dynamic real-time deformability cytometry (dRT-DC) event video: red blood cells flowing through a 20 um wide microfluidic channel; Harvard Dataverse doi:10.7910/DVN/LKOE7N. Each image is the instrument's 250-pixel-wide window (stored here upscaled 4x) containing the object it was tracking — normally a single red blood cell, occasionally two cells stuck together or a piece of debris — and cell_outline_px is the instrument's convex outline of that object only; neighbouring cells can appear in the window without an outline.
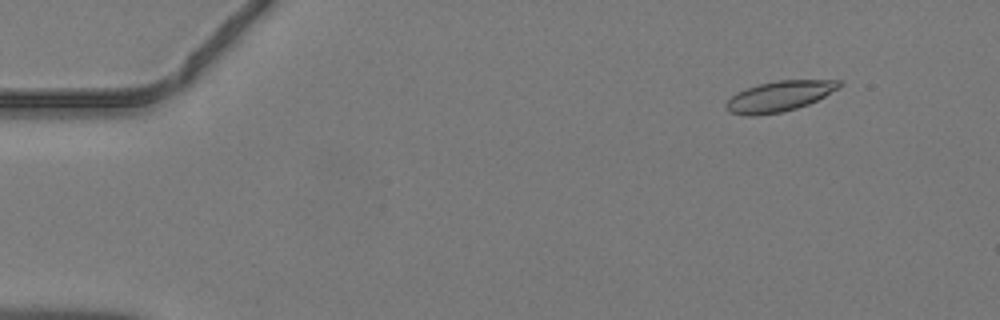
{"species": "common noctule bat (a hibernating species)", "species_latin": "Nyctalus noctula", "temperature_condition": "warm", "stored_images_in_passage": 48, "camera_frame_rate_fps": 3000, "um_per_image_px": 0.085, "animal": {"sex": "male", "body_mass_g": 19.2, "forearm_length_mm": 51.8}, "frame": {"image": 1, "passage_image": 6, "time_ms": 1.667, "image_size_px": [1000, 320], "cell_outline_px": [[844, 84], [840, 88], [808, 104], [796, 108], [780, 112], [756, 116], [744, 116], [728, 112], [724, 108], [724, 104], [736, 92], [756, 84], [776, 80], [840, 80]], "centroid_in_image_um": [66.2, 8.18], "position_along_channel_um": 18.8, "area_um2": 20.35}}
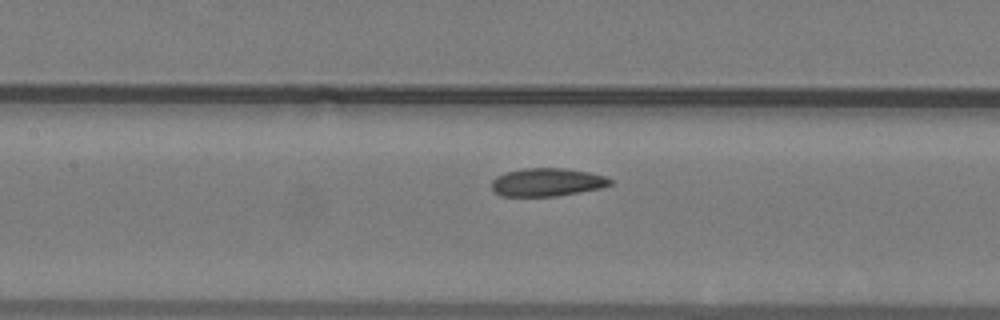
{"frame": {"image": 2, "passage_image": 23, "time_ms": 7.333, "image_size_px": [1000, 320], "cell_outline_px": [[612, 184], [600, 188], [556, 196], [500, 196], [492, 188], [492, 180], [496, 176], [504, 172], [524, 168], [564, 168], [588, 172], [608, 176], [612, 180]], "centroid_in_image_um": [46.5, 15.48], "position_along_channel_um": 160.9, "area_um2": 19.48}}
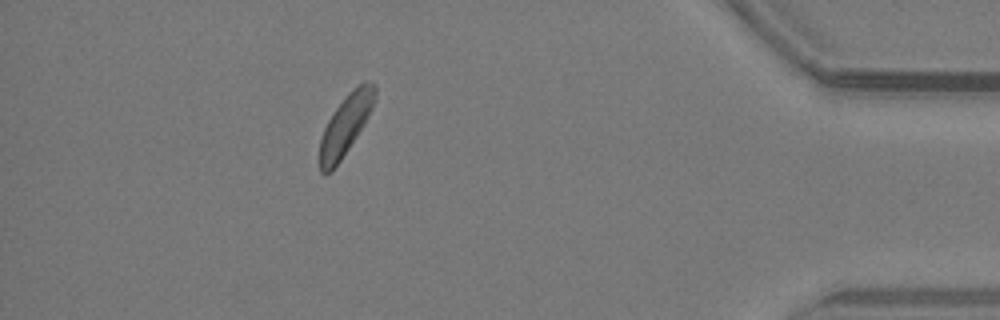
{"frame": {"image": 3, "passage_image": 43, "time_ms": 14.0, "image_size_px": [1000, 320], "cell_outline_px": [[376, 100], [364, 124], [340, 160], [324, 176], [320, 172], [320, 140], [324, 128], [332, 112], [348, 92], [356, 84], [364, 80], [376, 84]], "centroid_in_image_um": [29.39, 10.53], "position_along_channel_um": 405.8, "area_um2": 19.25}}